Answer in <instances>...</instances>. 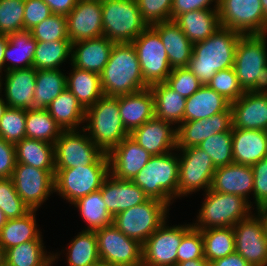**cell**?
<instances>
[{
    "instance_id": "ba28073f",
    "label": "cell",
    "mask_w": 267,
    "mask_h": 266,
    "mask_svg": "<svg viewBox=\"0 0 267 266\" xmlns=\"http://www.w3.org/2000/svg\"><path fill=\"white\" fill-rule=\"evenodd\" d=\"M170 206L149 198L113 216L112 224L127 237L143 244L166 220Z\"/></svg>"
},
{
    "instance_id": "7a4b0ae2",
    "label": "cell",
    "mask_w": 267,
    "mask_h": 266,
    "mask_svg": "<svg viewBox=\"0 0 267 266\" xmlns=\"http://www.w3.org/2000/svg\"><path fill=\"white\" fill-rule=\"evenodd\" d=\"M105 96H121L142 91L144 82L137 52L132 43H115L109 60L100 74Z\"/></svg>"
},
{
    "instance_id": "ab89813d",
    "label": "cell",
    "mask_w": 267,
    "mask_h": 266,
    "mask_svg": "<svg viewBox=\"0 0 267 266\" xmlns=\"http://www.w3.org/2000/svg\"><path fill=\"white\" fill-rule=\"evenodd\" d=\"M71 205H74L78 212L80 211L82 219L88 224L83 229L84 231H97L112 225L113 216L107 210V206L102 199L101 190L91 192Z\"/></svg>"
},
{
    "instance_id": "484cf974",
    "label": "cell",
    "mask_w": 267,
    "mask_h": 266,
    "mask_svg": "<svg viewBox=\"0 0 267 266\" xmlns=\"http://www.w3.org/2000/svg\"><path fill=\"white\" fill-rule=\"evenodd\" d=\"M114 44L104 36L74 42L70 65L100 75L109 60Z\"/></svg>"
},
{
    "instance_id": "4dcf8cb0",
    "label": "cell",
    "mask_w": 267,
    "mask_h": 266,
    "mask_svg": "<svg viewBox=\"0 0 267 266\" xmlns=\"http://www.w3.org/2000/svg\"><path fill=\"white\" fill-rule=\"evenodd\" d=\"M43 240H32L13 246L3 252L6 266H53L59 261L58 252H47ZM49 253V254H47Z\"/></svg>"
},
{
    "instance_id": "f6af8a7d",
    "label": "cell",
    "mask_w": 267,
    "mask_h": 266,
    "mask_svg": "<svg viewBox=\"0 0 267 266\" xmlns=\"http://www.w3.org/2000/svg\"><path fill=\"white\" fill-rule=\"evenodd\" d=\"M198 147L211 157L216 168L234 163L232 155V129L212 135L202 141Z\"/></svg>"
},
{
    "instance_id": "f546056e",
    "label": "cell",
    "mask_w": 267,
    "mask_h": 266,
    "mask_svg": "<svg viewBox=\"0 0 267 266\" xmlns=\"http://www.w3.org/2000/svg\"><path fill=\"white\" fill-rule=\"evenodd\" d=\"M173 21L192 44L206 40L221 27L218 9L185 12L178 15Z\"/></svg>"
},
{
    "instance_id": "be15d7a7",
    "label": "cell",
    "mask_w": 267,
    "mask_h": 266,
    "mask_svg": "<svg viewBox=\"0 0 267 266\" xmlns=\"http://www.w3.org/2000/svg\"><path fill=\"white\" fill-rule=\"evenodd\" d=\"M256 214L262 221L265 237L267 238V206L256 209Z\"/></svg>"
},
{
    "instance_id": "6da1fadb",
    "label": "cell",
    "mask_w": 267,
    "mask_h": 266,
    "mask_svg": "<svg viewBox=\"0 0 267 266\" xmlns=\"http://www.w3.org/2000/svg\"><path fill=\"white\" fill-rule=\"evenodd\" d=\"M242 34L220 27L211 37L193 44L188 69L202 85H208L216 72L233 67L235 50Z\"/></svg>"
},
{
    "instance_id": "74e56055",
    "label": "cell",
    "mask_w": 267,
    "mask_h": 266,
    "mask_svg": "<svg viewBox=\"0 0 267 266\" xmlns=\"http://www.w3.org/2000/svg\"><path fill=\"white\" fill-rule=\"evenodd\" d=\"M16 163H23L41 170H55L54 144L24 138L15 144Z\"/></svg>"
},
{
    "instance_id": "ac0fdd59",
    "label": "cell",
    "mask_w": 267,
    "mask_h": 266,
    "mask_svg": "<svg viewBox=\"0 0 267 266\" xmlns=\"http://www.w3.org/2000/svg\"><path fill=\"white\" fill-rule=\"evenodd\" d=\"M66 18L71 43L103 36L101 0H79Z\"/></svg>"
},
{
    "instance_id": "680465c9",
    "label": "cell",
    "mask_w": 267,
    "mask_h": 266,
    "mask_svg": "<svg viewBox=\"0 0 267 266\" xmlns=\"http://www.w3.org/2000/svg\"><path fill=\"white\" fill-rule=\"evenodd\" d=\"M16 164L15 144L0 138V178L12 176Z\"/></svg>"
},
{
    "instance_id": "5b68a950",
    "label": "cell",
    "mask_w": 267,
    "mask_h": 266,
    "mask_svg": "<svg viewBox=\"0 0 267 266\" xmlns=\"http://www.w3.org/2000/svg\"><path fill=\"white\" fill-rule=\"evenodd\" d=\"M148 198L171 205L178 198L179 157L176 152L152 156L145 167L131 180Z\"/></svg>"
},
{
    "instance_id": "9f6ffc18",
    "label": "cell",
    "mask_w": 267,
    "mask_h": 266,
    "mask_svg": "<svg viewBox=\"0 0 267 266\" xmlns=\"http://www.w3.org/2000/svg\"><path fill=\"white\" fill-rule=\"evenodd\" d=\"M52 14L43 0H25L24 30L29 31Z\"/></svg>"
},
{
    "instance_id": "816d5d0a",
    "label": "cell",
    "mask_w": 267,
    "mask_h": 266,
    "mask_svg": "<svg viewBox=\"0 0 267 266\" xmlns=\"http://www.w3.org/2000/svg\"><path fill=\"white\" fill-rule=\"evenodd\" d=\"M165 83L185 98L193 95L202 86L188 67L172 69Z\"/></svg>"
},
{
    "instance_id": "4fadbf2b",
    "label": "cell",
    "mask_w": 267,
    "mask_h": 266,
    "mask_svg": "<svg viewBox=\"0 0 267 266\" xmlns=\"http://www.w3.org/2000/svg\"><path fill=\"white\" fill-rule=\"evenodd\" d=\"M221 27L242 35L267 34V19L260 0H219Z\"/></svg>"
},
{
    "instance_id": "ffe728a7",
    "label": "cell",
    "mask_w": 267,
    "mask_h": 266,
    "mask_svg": "<svg viewBox=\"0 0 267 266\" xmlns=\"http://www.w3.org/2000/svg\"><path fill=\"white\" fill-rule=\"evenodd\" d=\"M232 129V111H223L207 119L182 122L177 127V149L199 146L212 135Z\"/></svg>"
},
{
    "instance_id": "2644e50d",
    "label": "cell",
    "mask_w": 267,
    "mask_h": 266,
    "mask_svg": "<svg viewBox=\"0 0 267 266\" xmlns=\"http://www.w3.org/2000/svg\"><path fill=\"white\" fill-rule=\"evenodd\" d=\"M3 253H2V251H1V249H0V265L3 263Z\"/></svg>"
},
{
    "instance_id": "9a60e30c",
    "label": "cell",
    "mask_w": 267,
    "mask_h": 266,
    "mask_svg": "<svg viewBox=\"0 0 267 266\" xmlns=\"http://www.w3.org/2000/svg\"><path fill=\"white\" fill-rule=\"evenodd\" d=\"M167 222L142 244V266H176L177 249L192 225L168 226Z\"/></svg>"
},
{
    "instance_id": "d4e9b609",
    "label": "cell",
    "mask_w": 267,
    "mask_h": 266,
    "mask_svg": "<svg viewBox=\"0 0 267 266\" xmlns=\"http://www.w3.org/2000/svg\"><path fill=\"white\" fill-rule=\"evenodd\" d=\"M253 189L254 177L251 166L231 163L216 168L211 190L241 196L251 205L249 197L250 194L253 196Z\"/></svg>"
},
{
    "instance_id": "4316f807",
    "label": "cell",
    "mask_w": 267,
    "mask_h": 266,
    "mask_svg": "<svg viewBox=\"0 0 267 266\" xmlns=\"http://www.w3.org/2000/svg\"><path fill=\"white\" fill-rule=\"evenodd\" d=\"M121 121L130 134L155 117L154 97L150 88L118 96Z\"/></svg>"
},
{
    "instance_id": "603a6c76",
    "label": "cell",
    "mask_w": 267,
    "mask_h": 266,
    "mask_svg": "<svg viewBox=\"0 0 267 266\" xmlns=\"http://www.w3.org/2000/svg\"><path fill=\"white\" fill-rule=\"evenodd\" d=\"M36 72L34 67L14 69L5 72L2 81H5L4 101L8 107L19 109H34V91L36 87ZM5 79V80H4Z\"/></svg>"
},
{
    "instance_id": "6125c7cd",
    "label": "cell",
    "mask_w": 267,
    "mask_h": 266,
    "mask_svg": "<svg viewBox=\"0 0 267 266\" xmlns=\"http://www.w3.org/2000/svg\"><path fill=\"white\" fill-rule=\"evenodd\" d=\"M8 43V36L0 34V75H3L4 71V54Z\"/></svg>"
},
{
    "instance_id": "d6986e66",
    "label": "cell",
    "mask_w": 267,
    "mask_h": 266,
    "mask_svg": "<svg viewBox=\"0 0 267 266\" xmlns=\"http://www.w3.org/2000/svg\"><path fill=\"white\" fill-rule=\"evenodd\" d=\"M129 135L151 156L163 155L177 149V127L156 117L148 120Z\"/></svg>"
},
{
    "instance_id": "94428289",
    "label": "cell",
    "mask_w": 267,
    "mask_h": 266,
    "mask_svg": "<svg viewBox=\"0 0 267 266\" xmlns=\"http://www.w3.org/2000/svg\"><path fill=\"white\" fill-rule=\"evenodd\" d=\"M209 266H251L240 254L234 252L223 258L217 259Z\"/></svg>"
},
{
    "instance_id": "db71d44e",
    "label": "cell",
    "mask_w": 267,
    "mask_h": 266,
    "mask_svg": "<svg viewBox=\"0 0 267 266\" xmlns=\"http://www.w3.org/2000/svg\"><path fill=\"white\" fill-rule=\"evenodd\" d=\"M204 258V241L199 229L191 228L177 249V263Z\"/></svg>"
},
{
    "instance_id": "f5cc1de1",
    "label": "cell",
    "mask_w": 267,
    "mask_h": 266,
    "mask_svg": "<svg viewBox=\"0 0 267 266\" xmlns=\"http://www.w3.org/2000/svg\"><path fill=\"white\" fill-rule=\"evenodd\" d=\"M142 19L148 26L171 20L173 0H136Z\"/></svg>"
},
{
    "instance_id": "8fae6325",
    "label": "cell",
    "mask_w": 267,
    "mask_h": 266,
    "mask_svg": "<svg viewBox=\"0 0 267 266\" xmlns=\"http://www.w3.org/2000/svg\"><path fill=\"white\" fill-rule=\"evenodd\" d=\"M179 153L178 198L211 189L216 170L211 157L198 146L176 149Z\"/></svg>"
},
{
    "instance_id": "2e32d148",
    "label": "cell",
    "mask_w": 267,
    "mask_h": 266,
    "mask_svg": "<svg viewBox=\"0 0 267 266\" xmlns=\"http://www.w3.org/2000/svg\"><path fill=\"white\" fill-rule=\"evenodd\" d=\"M55 170H41L23 163H16L11 179L16 192L31 209L39 207L54 193Z\"/></svg>"
},
{
    "instance_id": "e0dca14e",
    "label": "cell",
    "mask_w": 267,
    "mask_h": 266,
    "mask_svg": "<svg viewBox=\"0 0 267 266\" xmlns=\"http://www.w3.org/2000/svg\"><path fill=\"white\" fill-rule=\"evenodd\" d=\"M235 252L251 266H267V238L262 221L252 213L233 227Z\"/></svg>"
},
{
    "instance_id": "b9f144b4",
    "label": "cell",
    "mask_w": 267,
    "mask_h": 266,
    "mask_svg": "<svg viewBox=\"0 0 267 266\" xmlns=\"http://www.w3.org/2000/svg\"><path fill=\"white\" fill-rule=\"evenodd\" d=\"M72 43L70 40H57L37 42L34 53L33 67L36 70L60 69L63 62L70 58Z\"/></svg>"
},
{
    "instance_id": "89a4df30",
    "label": "cell",
    "mask_w": 267,
    "mask_h": 266,
    "mask_svg": "<svg viewBox=\"0 0 267 266\" xmlns=\"http://www.w3.org/2000/svg\"><path fill=\"white\" fill-rule=\"evenodd\" d=\"M4 82L2 81V75H0V98L2 97V91H3V89H2V87H3V84Z\"/></svg>"
},
{
    "instance_id": "44dd1931",
    "label": "cell",
    "mask_w": 267,
    "mask_h": 266,
    "mask_svg": "<svg viewBox=\"0 0 267 266\" xmlns=\"http://www.w3.org/2000/svg\"><path fill=\"white\" fill-rule=\"evenodd\" d=\"M110 174L121 180H132L152 157L129 135L109 153Z\"/></svg>"
},
{
    "instance_id": "f1b7e54d",
    "label": "cell",
    "mask_w": 267,
    "mask_h": 266,
    "mask_svg": "<svg viewBox=\"0 0 267 266\" xmlns=\"http://www.w3.org/2000/svg\"><path fill=\"white\" fill-rule=\"evenodd\" d=\"M151 27L159 34L165 46L170 67L172 69L187 67L191 59L193 44L180 27L173 20L156 23Z\"/></svg>"
},
{
    "instance_id": "8d00e7d4",
    "label": "cell",
    "mask_w": 267,
    "mask_h": 266,
    "mask_svg": "<svg viewBox=\"0 0 267 266\" xmlns=\"http://www.w3.org/2000/svg\"><path fill=\"white\" fill-rule=\"evenodd\" d=\"M72 70L66 75L67 89L71 91L81 105L87 109L104 96L100 75L79 69L71 65Z\"/></svg>"
},
{
    "instance_id": "8992f818",
    "label": "cell",
    "mask_w": 267,
    "mask_h": 266,
    "mask_svg": "<svg viewBox=\"0 0 267 266\" xmlns=\"http://www.w3.org/2000/svg\"><path fill=\"white\" fill-rule=\"evenodd\" d=\"M204 194L196 223L193 221L191 224L195 229L233 227L254 210L246 199L238 195L219 193L211 189Z\"/></svg>"
},
{
    "instance_id": "003e7915",
    "label": "cell",
    "mask_w": 267,
    "mask_h": 266,
    "mask_svg": "<svg viewBox=\"0 0 267 266\" xmlns=\"http://www.w3.org/2000/svg\"><path fill=\"white\" fill-rule=\"evenodd\" d=\"M7 218L5 216V214L3 213L2 209L0 208V231L2 229V227L5 225V223L7 222Z\"/></svg>"
},
{
    "instance_id": "5bb4252c",
    "label": "cell",
    "mask_w": 267,
    "mask_h": 266,
    "mask_svg": "<svg viewBox=\"0 0 267 266\" xmlns=\"http://www.w3.org/2000/svg\"><path fill=\"white\" fill-rule=\"evenodd\" d=\"M103 266H142V244L113 224L95 231Z\"/></svg>"
},
{
    "instance_id": "d6a6232c",
    "label": "cell",
    "mask_w": 267,
    "mask_h": 266,
    "mask_svg": "<svg viewBox=\"0 0 267 266\" xmlns=\"http://www.w3.org/2000/svg\"><path fill=\"white\" fill-rule=\"evenodd\" d=\"M46 110L63 131L83 129L86 109L67 88L49 104Z\"/></svg>"
},
{
    "instance_id": "30bf717a",
    "label": "cell",
    "mask_w": 267,
    "mask_h": 266,
    "mask_svg": "<svg viewBox=\"0 0 267 266\" xmlns=\"http://www.w3.org/2000/svg\"><path fill=\"white\" fill-rule=\"evenodd\" d=\"M110 174V165H83L55 169L54 192L72 204L91 192L100 190Z\"/></svg>"
},
{
    "instance_id": "bcb514c9",
    "label": "cell",
    "mask_w": 267,
    "mask_h": 266,
    "mask_svg": "<svg viewBox=\"0 0 267 266\" xmlns=\"http://www.w3.org/2000/svg\"><path fill=\"white\" fill-rule=\"evenodd\" d=\"M0 138L16 144L26 138V110L8 107L0 119Z\"/></svg>"
},
{
    "instance_id": "91938a15",
    "label": "cell",
    "mask_w": 267,
    "mask_h": 266,
    "mask_svg": "<svg viewBox=\"0 0 267 266\" xmlns=\"http://www.w3.org/2000/svg\"><path fill=\"white\" fill-rule=\"evenodd\" d=\"M49 7L52 14L67 16L76 6L79 0H43Z\"/></svg>"
},
{
    "instance_id": "7c38bea8",
    "label": "cell",
    "mask_w": 267,
    "mask_h": 266,
    "mask_svg": "<svg viewBox=\"0 0 267 266\" xmlns=\"http://www.w3.org/2000/svg\"><path fill=\"white\" fill-rule=\"evenodd\" d=\"M144 82L150 87L166 82L172 71L168 55L159 34L148 26L133 42Z\"/></svg>"
},
{
    "instance_id": "d590c367",
    "label": "cell",
    "mask_w": 267,
    "mask_h": 266,
    "mask_svg": "<svg viewBox=\"0 0 267 266\" xmlns=\"http://www.w3.org/2000/svg\"><path fill=\"white\" fill-rule=\"evenodd\" d=\"M7 36L8 43L4 54V72L33 67L37 41L30 31L24 30Z\"/></svg>"
},
{
    "instance_id": "7dc6e473",
    "label": "cell",
    "mask_w": 267,
    "mask_h": 266,
    "mask_svg": "<svg viewBox=\"0 0 267 266\" xmlns=\"http://www.w3.org/2000/svg\"><path fill=\"white\" fill-rule=\"evenodd\" d=\"M25 0H0V34L24 31Z\"/></svg>"
},
{
    "instance_id": "7402d4cb",
    "label": "cell",
    "mask_w": 267,
    "mask_h": 266,
    "mask_svg": "<svg viewBox=\"0 0 267 266\" xmlns=\"http://www.w3.org/2000/svg\"><path fill=\"white\" fill-rule=\"evenodd\" d=\"M230 108L232 128L267 131V94L246 91Z\"/></svg>"
},
{
    "instance_id": "ee69618b",
    "label": "cell",
    "mask_w": 267,
    "mask_h": 266,
    "mask_svg": "<svg viewBox=\"0 0 267 266\" xmlns=\"http://www.w3.org/2000/svg\"><path fill=\"white\" fill-rule=\"evenodd\" d=\"M204 241V258L209 262L235 252L232 227H218L200 230Z\"/></svg>"
},
{
    "instance_id": "836d02e7",
    "label": "cell",
    "mask_w": 267,
    "mask_h": 266,
    "mask_svg": "<svg viewBox=\"0 0 267 266\" xmlns=\"http://www.w3.org/2000/svg\"><path fill=\"white\" fill-rule=\"evenodd\" d=\"M36 222V210H30L19 218L8 219L0 231L2 253L23 242L43 240L42 232Z\"/></svg>"
},
{
    "instance_id": "6f0895ef",
    "label": "cell",
    "mask_w": 267,
    "mask_h": 266,
    "mask_svg": "<svg viewBox=\"0 0 267 266\" xmlns=\"http://www.w3.org/2000/svg\"><path fill=\"white\" fill-rule=\"evenodd\" d=\"M218 5L219 0H173L171 8V20H174L182 13L193 10L218 9Z\"/></svg>"
},
{
    "instance_id": "60d3db41",
    "label": "cell",
    "mask_w": 267,
    "mask_h": 266,
    "mask_svg": "<svg viewBox=\"0 0 267 266\" xmlns=\"http://www.w3.org/2000/svg\"><path fill=\"white\" fill-rule=\"evenodd\" d=\"M67 88L62 69H43L36 72L34 109H47L49 104Z\"/></svg>"
},
{
    "instance_id": "277c9868",
    "label": "cell",
    "mask_w": 267,
    "mask_h": 266,
    "mask_svg": "<svg viewBox=\"0 0 267 266\" xmlns=\"http://www.w3.org/2000/svg\"><path fill=\"white\" fill-rule=\"evenodd\" d=\"M84 123L83 130L107 154L129 136L121 121L118 96L104 95L88 107Z\"/></svg>"
},
{
    "instance_id": "83f0119b",
    "label": "cell",
    "mask_w": 267,
    "mask_h": 266,
    "mask_svg": "<svg viewBox=\"0 0 267 266\" xmlns=\"http://www.w3.org/2000/svg\"><path fill=\"white\" fill-rule=\"evenodd\" d=\"M234 163L252 166L267 157V131L232 128Z\"/></svg>"
},
{
    "instance_id": "cb8c5ba5",
    "label": "cell",
    "mask_w": 267,
    "mask_h": 266,
    "mask_svg": "<svg viewBox=\"0 0 267 266\" xmlns=\"http://www.w3.org/2000/svg\"><path fill=\"white\" fill-rule=\"evenodd\" d=\"M100 190L107 210L112 216L149 199L131 180H121L111 174L104 180Z\"/></svg>"
},
{
    "instance_id": "1f68e13d",
    "label": "cell",
    "mask_w": 267,
    "mask_h": 266,
    "mask_svg": "<svg viewBox=\"0 0 267 266\" xmlns=\"http://www.w3.org/2000/svg\"><path fill=\"white\" fill-rule=\"evenodd\" d=\"M230 104L208 85H202L193 95L186 98L184 122L207 119L214 114L230 111Z\"/></svg>"
},
{
    "instance_id": "03108f58",
    "label": "cell",
    "mask_w": 267,
    "mask_h": 266,
    "mask_svg": "<svg viewBox=\"0 0 267 266\" xmlns=\"http://www.w3.org/2000/svg\"><path fill=\"white\" fill-rule=\"evenodd\" d=\"M8 108L7 103L4 101V97L2 96L0 98V119L2 118V116L4 115L6 109Z\"/></svg>"
},
{
    "instance_id": "e575fe53",
    "label": "cell",
    "mask_w": 267,
    "mask_h": 266,
    "mask_svg": "<svg viewBox=\"0 0 267 266\" xmlns=\"http://www.w3.org/2000/svg\"><path fill=\"white\" fill-rule=\"evenodd\" d=\"M154 97L155 117L177 127L184 122L186 98L172 90L165 82L151 85Z\"/></svg>"
},
{
    "instance_id": "681fc988",
    "label": "cell",
    "mask_w": 267,
    "mask_h": 266,
    "mask_svg": "<svg viewBox=\"0 0 267 266\" xmlns=\"http://www.w3.org/2000/svg\"><path fill=\"white\" fill-rule=\"evenodd\" d=\"M29 31L37 42L69 40L67 34V18L64 15L51 14Z\"/></svg>"
},
{
    "instance_id": "f35d334b",
    "label": "cell",
    "mask_w": 267,
    "mask_h": 266,
    "mask_svg": "<svg viewBox=\"0 0 267 266\" xmlns=\"http://www.w3.org/2000/svg\"><path fill=\"white\" fill-rule=\"evenodd\" d=\"M68 266H100L98 242L95 231L79 232L68 244L66 250Z\"/></svg>"
},
{
    "instance_id": "c3c4849f",
    "label": "cell",
    "mask_w": 267,
    "mask_h": 266,
    "mask_svg": "<svg viewBox=\"0 0 267 266\" xmlns=\"http://www.w3.org/2000/svg\"><path fill=\"white\" fill-rule=\"evenodd\" d=\"M0 208L7 219L22 217L31 210L16 192L11 177L0 178Z\"/></svg>"
},
{
    "instance_id": "3957f363",
    "label": "cell",
    "mask_w": 267,
    "mask_h": 266,
    "mask_svg": "<svg viewBox=\"0 0 267 266\" xmlns=\"http://www.w3.org/2000/svg\"><path fill=\"white\" fill-rule=\"evenodd\" d=\"M267 34L241 35L233 69L243 90L267 94Z\"/></svg>"
},
{
    "instance_id": "11a10c76",
    "label": "cell",
    "mask_w": 267,
    "mask_h": 266,
    "mask_svg": "<svg viewBox=\"0 0 267 266\" xmlns=\"http://www.w3.org/2000/svg\"><path fill=\"white\" fill-rule=\"evenodd\" d=\"M251 167L254 177V202H251V207L254 203V209H257L267 206V157H264Z\"/></svg>"
},
{
    "instance_id": "f907efd6",
    "label": "cell",
    "mask_w": 267,
    "mask_h": 266,
    "mask_svg": "<svg viewBox=\"0 0 267 266\" xmlns=\"http://www.w3.org/2000/svg\"><path fill=\"white\" fill-rule=\"evenodd\" d=\"M208 86L230 103L235 102L245 93L233 67L216 72L208 83Z\"/></svg>"
},
{
    "instance_id": "7bdbcfd3",
    "label": "cell",
    "mask_w": 267,
    "mask_h": 266,
    "mask_svg": "<svg viewBox=\"0 0 267 266\" xmlns=\"http://www.w3.org/2000/svg\"><path fill=\"white\" fill-rule=\"evenodd\" d=\"M62 132L46 109L26 110V138L55 144Z\"/></svg>"
},
{
    "instance_id": "e7e4bbea",
    "label": "cell",
    "mask_w": 267,
    "mask_h": 266,
    "mask_svg": "<svg viewBox=\"0 0 267 266\" xmlns=\"http://www.w3.org/2000/svg\"><path fill=\"white\" fill-rule=\"evenodd\" d=\"M176 266H209V262L205 258H202L180 262Z\"/></svg>"
},
{
    "instance_id": "52a82bcc",
    "label": "cell",
    "mask_w": 267,
    "mask_h": 266,
    "mask_svg": "<svg viewBox=\"0 0 267 266\" xmlns=\"http://www.w3.org/2000/svg\"><path fill=\"white\" fill-rule=\"evenodd\" d=\"M103 36L114 43H132L147 27L136 0H101Z\"/></svg>"
},
{
    "instance_id": "9c48e42d",
    "label": "cell",
    "mask_w": 267,
    "mask_h": 266,
    "mask_svg": "<svg viewBox=\"0 0 267 266\" xmlns=\"http://www.w3.org/2000/svg\"><path fill=\"white\" fill-rule=\"evenodd\" d=\"M54 146L55 169L110 165L108 154L104 153L83 129L63 131Z\"/></svg>"
},
{
    "instance_id": "a7ac6f4b",
    "label": "cell",
    "mask_w": 267,
    "mask_h": 266,
    "mask_svg": "<svg viewBox=\"0 0 267 266\" xmlns=\"http://www.w3.org/2000/svg\"><path fill=\"white\" fill-rule=\"evenodd\" d=\"M263 8V13L265 18L267 19V0H260Z\"/></svg>"
}]
</instances>
